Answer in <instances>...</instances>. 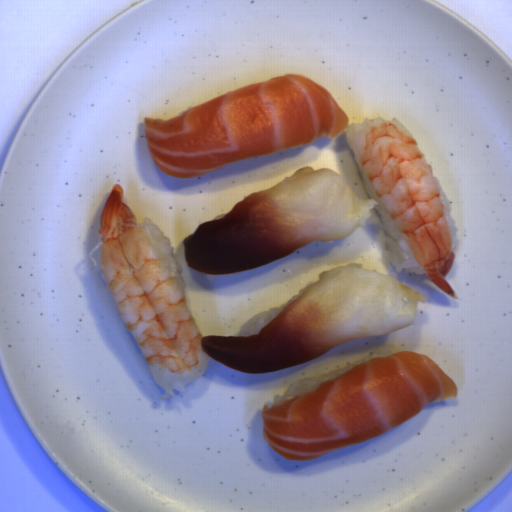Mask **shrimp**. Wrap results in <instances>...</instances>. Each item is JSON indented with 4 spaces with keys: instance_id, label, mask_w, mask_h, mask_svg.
Here are the masks:
<instances>
[{
    "instance_id": "1",
    "label": "shrimp",
    "mask_w": 512,
    "mask_h": 512,
    "mask_svg": "<svg viewBox=\"0 0 512 512\" xmlns=\"http://www.w3.org/2000/svg\"><path fill=\"white\" fill-rule=\"evenodd\" d=\"M349 117L312 79L285 73L216 96L169 119L143 117L155 167L193 178L239 161L347 133Z\"/></svg>"
},
{
    "instance_id": "2",
    "label": "shrimp",
    "mask_w": 512,
    "mask_h": 512,
    "mask_svg": "<svg viewBox=\"0 0 512 512\" xmlns=\"http://www.w3.org/2000/svg\"><path fill=\"white\" fill-rule=\"evenodd\" d=\"M457 384L425 354L400 351L353 367L313 390L263 405V436L278 455L315 459L387 432Z\"/></svg>"
},
{
    "instance_id": "3",
    "label": "shrimp",
    "mask_w": 512,
    "mask_h": 512,
    "mask_svg": "<svg viewBox=\"0 0 512 512\" xmlns=\"http://www.w3.org/2000/svg\"><path fill=\"white\" fill-rule=\"evenodd\" d=\"M99 233L109 295L162 397L186 392L207 369L200 330L175 270L122 201L119 183L101 209Z\"/></svg>"
},
{
    "instance_id": "4",
    "label": "shrimp",
    "mask_w": 512,
    "mask_h": 512,
    "mask_svg": "<svg viewBox=\"0 0 512 512\" xmlns=\"http://www.w3.org/2000/svg\"><path fill=\"white\" fill-rule=\"evenodd\" d=\"M346 137L424 275L457 300L445 278L455 253L444 206L432 167L409 130L400 120L366 117L351 123Z\"/></svg>"
}]
</instances>
